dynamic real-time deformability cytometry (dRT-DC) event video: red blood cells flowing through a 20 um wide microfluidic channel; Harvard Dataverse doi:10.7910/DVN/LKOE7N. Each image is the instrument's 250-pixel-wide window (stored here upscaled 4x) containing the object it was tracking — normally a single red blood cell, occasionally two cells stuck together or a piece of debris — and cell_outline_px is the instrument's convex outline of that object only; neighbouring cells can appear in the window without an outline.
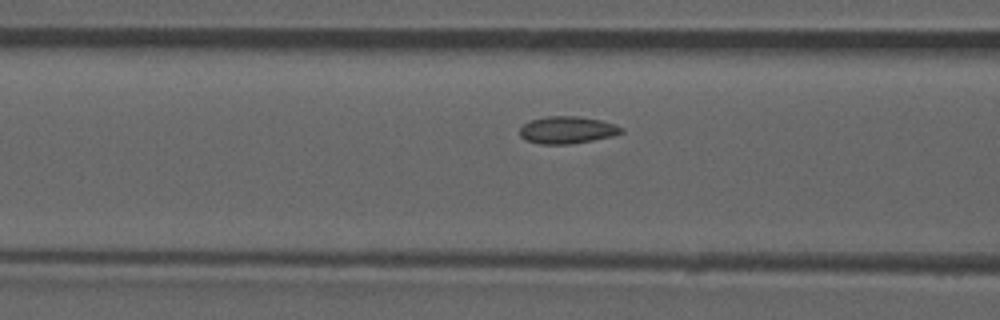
{"species": "common noctule bat (a hibernating species)", "species_latin": "Nyctalus noctula", "temperature_condition": "room temperature", "stored_images_in_passage": 12, "camera_frame_rate_fps": 3000, "um_per_image_px": 0.085, "animal": {"sex": "male", "forearm_length_mm": 52.5}, "frame": {"image": 1, "passage_image": 10, "time_ms": 3.0, "image_size_px": [1000, 320], "cell_outline_px": [[624, 132], [612, 136], [592, 140], [568, 144], [540, 144], [524, 140], [520, 136], [520, 128], [524, 124], [532, 120], [548, 116], [576, 116], [600, 120], [616, 124], [624, 128]], "centroid_in_image_um": [48.22, 11.05], "position_along_channel_um": 118.4, "area_um2": 16.07}}